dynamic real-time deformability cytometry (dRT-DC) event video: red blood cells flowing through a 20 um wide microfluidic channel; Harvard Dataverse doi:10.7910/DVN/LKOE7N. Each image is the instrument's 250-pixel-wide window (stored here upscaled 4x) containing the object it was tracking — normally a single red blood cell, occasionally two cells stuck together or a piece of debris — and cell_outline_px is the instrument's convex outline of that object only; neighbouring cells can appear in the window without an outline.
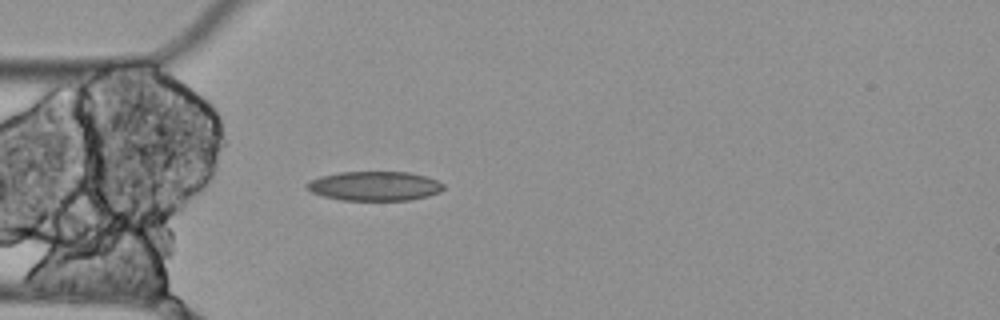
{"species": "Egyptian fruit bat (a non-hibernating species)", "species_latin": "Rousettus aegyptiacus", "temperature_condition": "cold", "stored_images_in_passage": 4, "camera_frame_rate_fps": 3000, "um_per_image_px": 0.085, "animal": {"sex": "female"}, "frame": {"image": 1, "passage_image": 4, "time_ms": 1.0, "image_size_px": [1000, 320], "cell_outline_px": [[444, 188], [440, 192], [428, 196], [408, 200], [340, 200], [324, 196], [312, 192], [304, 188], [304, 184], [308, 180], [320, 176], [340, 172], [412, 172], [436, 180], [444, 184]], "centroid_in_image_um": [31.8, 15.81], "position_along_channel_um": 53.2, "area_um2": 23.52}}